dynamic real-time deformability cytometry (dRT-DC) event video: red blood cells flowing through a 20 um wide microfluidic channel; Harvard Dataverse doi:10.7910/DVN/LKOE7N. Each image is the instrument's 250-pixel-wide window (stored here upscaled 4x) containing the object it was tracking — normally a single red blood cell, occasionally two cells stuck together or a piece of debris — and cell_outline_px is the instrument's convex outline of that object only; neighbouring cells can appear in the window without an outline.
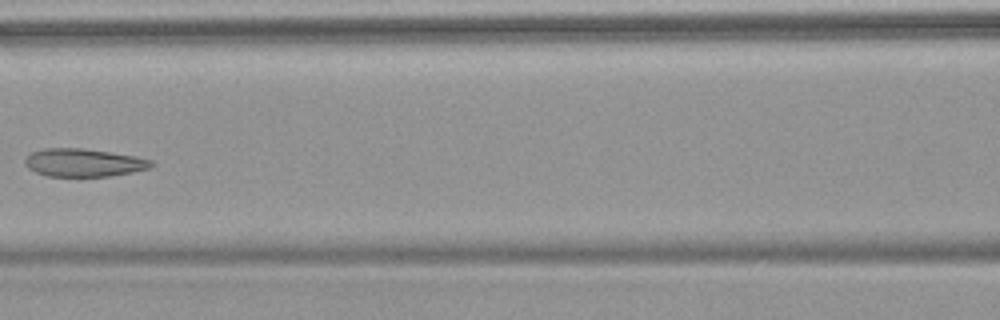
{"species": "common noctule bat (a hibernating species)", "species_latin": "Nyctalus noctula", "temperature_condition": "warm", "stored_images_in_passage": 7, "camera_frame_rate_fps": 3000, "um_per_image_px": 0.085, "animal": {"sex": "female", "body_mass_g": 18.4}, "frame": {"image": 1, "passage_image": 4, "time_ms": 3.667, "image_size_px": [1000, 320], "cell_outline_px": [[152, 164], [148, 168], [132, 172], [108, 176], [48, 176], [36, 172], [28, 168], [24, 164], [24, 156], [32, 152], [44, 148], [80, 148], [136, 156], [152, 160]], "centroid_in_image_um": [7.05, 13.82], "position_along_channel_um": 159.6, "area_um2": 20.46}}